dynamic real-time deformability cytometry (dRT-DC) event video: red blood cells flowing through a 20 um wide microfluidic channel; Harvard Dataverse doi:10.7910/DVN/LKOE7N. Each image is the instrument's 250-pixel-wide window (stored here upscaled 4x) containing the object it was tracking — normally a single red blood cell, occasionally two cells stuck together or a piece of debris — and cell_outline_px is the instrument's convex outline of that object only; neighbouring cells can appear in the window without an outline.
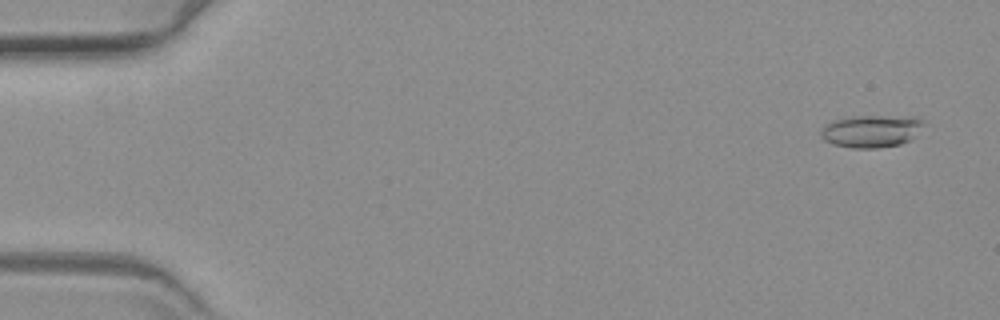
{"species": "common noctule bat (a hibernating species)", "species_latin": "Nyctalus noctula", "temperature_condition": "warm", "stored_images_in_passage": 59, "camera_frame_rate_fps": 3000, "um_per_image_px": 0.085, "animal": {"sex": "female", "body_mass_g": 19.3, "forearm_length_mm": 54.1}, "frame": {"image": 1, "passage_image": 4, "time_ms": 1.0, "image_size_px": [1000, 320], "cell_outline_px": [[924, 124], [912, 140], [900, 144], [876, 148], [852, 148], [832, 144], [824, 140], [820, 136], [820, 132], [828, 124], [836, 120], [852, 116], [920, 116], [924, 120]], "centroid_in_image_um": [74.13, 11.14], "position_along_channel_um": 10.9, "area_um2": 19.54}}
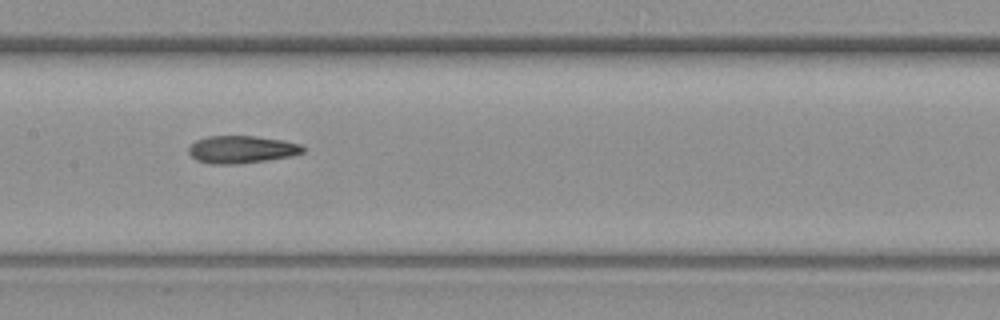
{"frame": {"image": 2, "passage_image": 31, "time_ms": 10.0, "image_size_px": [1000, 320], "cell_outline_px": [[304, 152], [292, 156], [264, 160], [232, 164], [212, 164], [196, 160], [188, 152], [188, 148], [196, 140], [208, 136], [256, 136], [284, 140], [300, 144], [304, 148]], "centroid_in_image_um": [20.53, 12.69], "position_along_channel_um": 186.9, "area_um2": 18.21}}
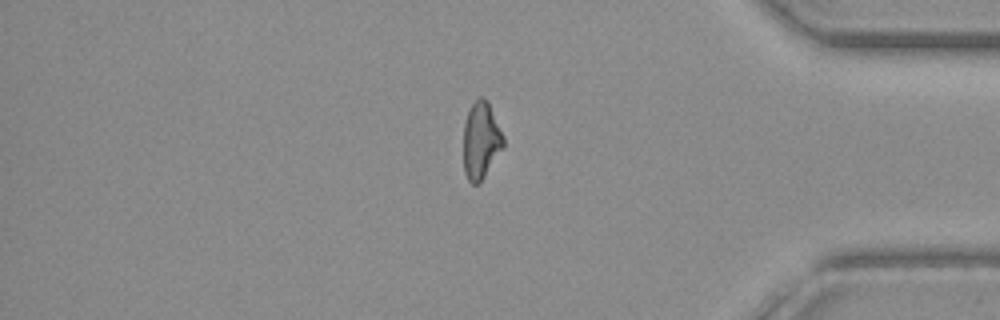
{"frame": {"image": 3, "passage_image": 51, "time_ms": 16.667, "image_size_px": [1000, 320], "cell_outline_px": [[504, 148], [480, 184], [472, 184], [468, 180], [464, 172], [464, 124], [468, 112], [472, 104], [480, 96], [484, 96], [488, 100], [504, 136]], "centroid_in_image_um": [40.91, 11.96], "position_along_channel_um": 394.3, "area_um2": 18.21}}